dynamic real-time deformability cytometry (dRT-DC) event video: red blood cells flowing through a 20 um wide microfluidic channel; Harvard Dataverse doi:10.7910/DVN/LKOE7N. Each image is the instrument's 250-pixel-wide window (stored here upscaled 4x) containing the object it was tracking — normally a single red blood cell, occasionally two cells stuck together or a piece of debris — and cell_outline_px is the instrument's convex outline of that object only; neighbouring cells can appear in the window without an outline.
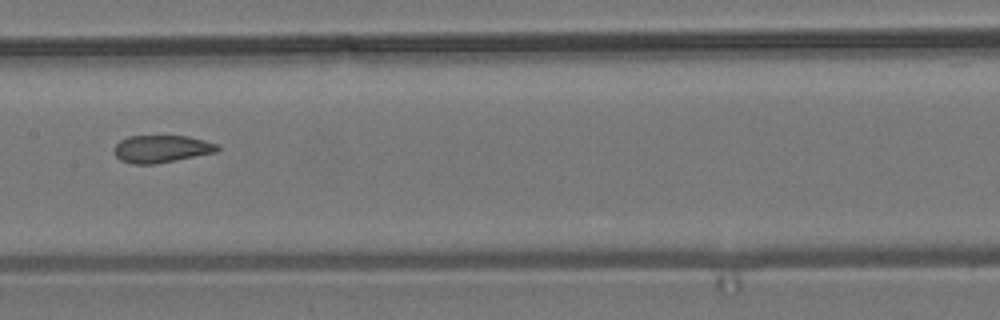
{"species": "common noctule bat (a hibernating species)", "species_latin": "Nyctalus noctula", "temperature_condition": "room temperature", "stored_images_in_passage": 9, "camera_frame_rate_fps": 3000, "um_per_image_px": 0.085, "animal": {"sex": "male", "body_mass_g": 19.2, "forearm_length_mm": 51.8}, "frame": {"image": 1, "passage_image": 6, "time_ms": 5.667, "image_size_px": [1000, 320], "cell_outline_px": [[220, 148], [216, 152], [156, 164], [132, 164], [120, 160], [116, 156], [116, 144], [120, 140], [128, 136], [188, 136], [204, 140], [216, 144]], "centroid_in_image_um": [13.73, 12.65], "position_along_channel_um": 193.7, "area_um2": 16.36}}
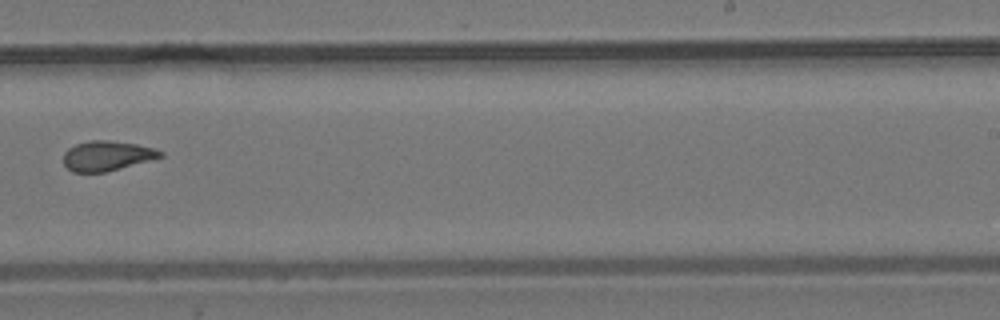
{"frame": {"image": 2, "passage_image": 8, "time_ms": 8.0, "image_size_px": [1000, 320], "cell_outline_px": [[164, 156], [120, 168], [104, 172], [72, 172], [64, 164], [64, 152], [68, 148], [76, 144], [92, 140], [108, 140], [136, 144], [152, 148], [164, 152]], "centroid_in_image_um": [9.07, 13.24], "position_along_channel_um": 279.9, "area_um2": 16.65}}
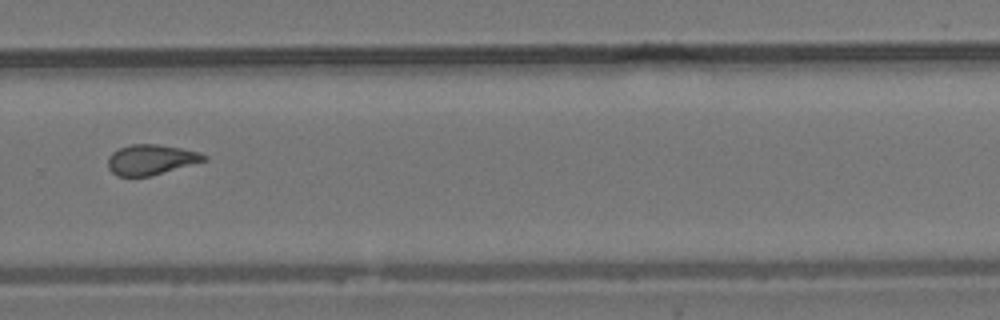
{"frame": {"image": 3, "passage_image": 9, "time_ms": 9.0, "image_size_px": [1000, 320], "cell_outline_px": [[208, 160], [152, 176], [116, 176], [108, 168], [108, 156], [112, 152], [120, 148], [132, 144], [156, 144], [180, 148], [200, 152], [208, 156]], "centroid_in_image_um": [12.85, 13.58], "position_along_channel_um": 316.9, "area_um2": 17.05}}